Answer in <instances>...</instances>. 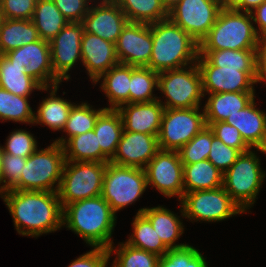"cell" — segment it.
<instances>
[{"label":"cell","instance_id":"obj_30","mask_svg":"<svg viewBox=\"0 0 266 267\" xmlns=\"http://www.w3.org/2000/svg\"><path fill=\"white\" fill-rule=\"evenodd\" d=\"M199 54L216 67L258 72V49L199 50Z\"/></svg>","mask_w":266,"mask_h":267},{"label":"cell","instance_id":"obj_35","mask_svg":"<svg viewBox=\"0 0 266 267\" xmlns=\"http://www.w3.org/2000/svg\"><path fill=\"white\" fill-rule=\"evenodd\" d=\"M106 108L93 109L89 104L83 102L80 105L72 106L68 120L64 126L63 131L67 133L68 138H59L54 142L63 146L73 136H78L95 128L98 116Z\"/></svg>","mask_w":266,"mask_h":267},{"label":"cell","instance_id":"obj_6","mask_svg":"<svg viewBox=\"0 0 266 267\" xmlns=\"http://www.w3.org/2000/svg\"><path fill=\"white\" fill-rule=\"evenodd\" d=\"M260 165L259 157L250 149L241 153L223 174L222 187L244 213L255 203L266 177Z\"/></svg>","mask_w":266,"mask_h":267},{"label":"cell","instance_id":"obj_27","mask_svg":"<svg viewBox=\"0 0 266 267\" xmlns=\"http://www.w3.org/2000/svg\"><path fill=\"white\" fill-rule=\"evenodd\" d=\"M0 87L18 96L29 97L33 90L48 91L35 79L25 73V67L12 63L4 54H0Z\"/></svg>","mask_w":266,"mask_h":267},{"label":"cell","instance_id":"obj_37","mask_svg":"<svg viewBox=\"0 0 266 267\" xmlns=\"http://www.w3.org/2000/svg\"><path fill=\"white\" fill-rule=\"evenodd\" d=\"M159 73L147 67L131 66L129 103H143L158 100L153 89H158Z\"/></svg>","mask_w":266,"mask_h":267},{"label":"cell","instance_id":"obj_17","mask_svg":"<svg viewBox=\"0 0 266 267\" xmlns=\"http://www.w3.org/2000/svg\"><path fill=\"white\" fill-rule=\"evenodd\" d=\"M84 28L80 22H69L49 42L51 65L54 74L62 81L70 79L68 74L81 57V40Z\"/></svg>","mask_w":266,"mask_h":267},{"label":"cell","instance_id":"obj_5","mask_svg":"<svg viewBox=\"0 0 266 267\" xmlns=\"http://www.w3.org/2000/svg\"><path fill=\"white\" fill-rule=\"evenodd\" d=\"M65 161L64 148L56 142L37 149L27 158L21 177L11 190L57 192Z\"/></svg>","mask_w":266,"mask_h":267},{"label":"cell","instance_id":"obj_10","mask_svg":"<svg viewBox=\"0 0 266 267\" xmlns=\"http://www.w3.org/2000/svg\"><path fill=\"white\" fill-rule=\"evenodd\" d=\"M180 204L181 215L191 221L218 222L244 213L223 187L185 193Z\"/></svg>","mask_w":266,"mask_h":267},{"label":"cell","instance_id":"obj_15","mask_svg":"<svg viewBox=\"0 0 266 267\" xmlns=\"http://www.w3.org/2000/svg\"><path fill=\"white\" fill-rule=\"evenodd\" d=\"M119 63L147 67L152 55V24L127 22L115 44Z\"/></svg>","mask_w":266,"mask_h":267},{"label":"cell","instance_id":"obj_21","mask_svg":"<svg viewBox=\"0 0 266 267\" xmlns=\"http://www.w3.org/2000/svg\"><path fill=\"white\" fill-rule=\"evenodd\" d=\"M81 57L82 65L93 82L119 64L115 44L89 32H84L82 36Z\"/></svg>","mask_w":266,"mask_h":267},{"label":"cell","instance_id":"obj_45","mask_svg":"<svg viewBox=\"0 0 266 267\" xmlns=\"http://www.w3.org/2000/svg\"><path fill=\"white\" fill-rule=\"evenodd\" d=\"M206 125L213 131L214 136L225 145L236 148L241 153L251 149L243 140L239 130L225 121L206 123Z\"/></svg>","mask_w":266,"mask_h":267},{"label":"cell","instance_id":"obj_48","mask_svg":"<svg viewBox=\"0 0 266 267\" xmlns=\"http://www.w3.org/2000/svg\"><path fill=\"white\" fill-rule=\"evenodd\" d=\"M109 260L108 249L94 247L91 251L72 261L68 267H107Z\"/></svg>","mask_w":266,"mask_h":267},{"label":"cell","instance_id":"obj_16","mask_svg":"<svg viewBox=\"0 0 266 267\" xmlns=\"http://www.w3.org/2000/svg\"><path fill=\"white\" fill-rule=\"evenodd\" d=\"M12 63L25 67V73L42 87H51L62 82L53 72L50 44L39 39L4 54Z\"/></svg>","mask_w":266,"mask_h":267},{"label":"cell","instance_id":"obj_32","mask_svg":"<svg viewBox=\"0 0 266 267\" xmlns=\"http://www.w3.org/2000/svg\"><path fill=\"white\" fill-rule=\"evenodd\" d=\"M31 21L35 24L40 39L48 42L69 23L53 0H37Z\"/></svg>","mask_w":266,"mask_h":267},{"label":"cell","instance_id":"obj_36","mask_svg":"<svg viewBox=\"0 0 266 267\" xmlns=\"http://www.w3.org/2000/svg\"><path fill=\"white\" fill-rule=\"evenodd\" d=\"M133 234L127 244L163 256L169 249L163 244L151 222L141 213L136 214L132 223Z\"/></svg>","mask_w":266,"mask_h":267},{"label":"cell","instance_id":"obj_51","mask_svg":"<svg viewBox=\"0 0 266 267\" xmlns=\"http://www.w3.org/2000/svg\"><path fill=\"white\" fill-rule=\"evenodd\" d=\"M266 0H242L241 4L235 9L237 11L252 13L258 6Z\"/></svg>","mask_w":266,"mask_h":267},{"label":"cell","instance_id":"obj_44","mask_svg":"<svg viewBox=\"0 0 266 267\" xmlns=\"http://www.w3.org/2000/svg\"><path fill=\"white\" fill-rule=\"evenodd\" d=\"M241 152L233 147L225 145L221 140L216 138L212 131V143L208 160L223 174L237 160Z\"/></svg>","mask_w":266,"mask_h":267},{"label":"cell","instance_id":"obj_31","mask_svg":"<svg viewBox=\"0 0 266 267\" xmlns=\"http://www.w3.org/2000/svg\"><path fill=\"white\" fill-rule=\"evenodd\" d=\"M50 88V96L42 101L37 114L34 113L33 124H44L53 131L63 130L74 104L56 96L59 84Z\"/></svg>","mask_w":266,"mask_h":267},{"label":"cell","instance_id":"obj_3","mask_svg":"<svg viewBox=\"0 0 266 267\" xmlns=\"http://www.w3.org/2000/svg\"><path fill=\"white\" fill-rule=\"evenodd\" d=\"M152 55L147 68L158 73L197 62L199 43L169 18L152 23Z\"/></svg>","mask_w":266,"mask_h":267},{"label":"cell","instance_id":"obj_9","mask_svg":"<svg viewBox=\"0 0 266 267\" xmlns=\"http://www.w3.org/2000/svg\"><path fill=\"white\" fill-rule=\"evenodd\" d=\"M147 186L144 169L119 166L108 162L101 196L116 214L117 211L137 201Z\"/></svg>","mask_w":266,"mask_h":267},{"label":"cell","instance_id":"obj_18","mask_svg":"<svg viewBox=\"0 0 266 267\" xmlns=\"http://www.w3.org/2000/svg\"><path fill=\"white\" fill-rule=\"evenodd\" d=\"M160 150L158 137L140 132L123 131L112 164L144 169Z\"/></svg>","mask_w":266,"mask_h":267},{"label":"cell","instance_id":"obj_41","mask_svg":"<svg viewBox=\"0 0 266 267\" xmlns=\"http://www.w3.org/2000/svg\"><path fill=\"white\" fill-rule=\"evenodd\" d=\"M206 258L191 245L169 249L159 258L158 267H208Z\"/></svg>","mask_w":266,"mask_h":267},{"label":"cell","instance_id":"obj_7","mask_svg":"<svg viewBox=\"0 0 266 267\" xmlns=\"http://www.w3.org/2000/svg\"><path fill=\"white\" fill-rule=\"evenodd\" d=\"M107 163L65 161L58 197L62 208L67 204L102 194Z\"/></svg>","mask_w":266,"mask_h":267},{"label":"cell","instance_id":"obj_24","mask_svg":"<svg viewBox=\"0 0 266 267\" xmlns=\"http://www.w3.org/2000/svg\"><path fill=\"white\" fill-rule=\"evenodd\" d=\"M143 214L152 224L163 244L168 249H179L188 244H175L184 233L183 222L176 214L162 206L139 209L137 214Z\"/></svg>","mask_w":266,"mask_h":267},{"label":"cell","instance_id":"obj_54","mask_svg":"<svg viewBox=\"0 0 266 267\" xmlns=\"http://www.w3.org/2000/svg\"><path fill=\"white\" fill-rule=\"evenodd\" d=\"M260 151L261 153L263 152V154H266V138H265V142L262 145V147L260 149H257V151Z\"/></svg>","mask_w":266,"mask_h":267},{"label":"cell","instance_id":"obj_46","mask_svg":"<svg viewBox=\"0 0 266 267\" xmlns=\"http://www.w3.org/2000/svg\"><path fill=\"white\" fill-rule=\"evenodd\" d=\"M37 0H0L1 19L31 20Z\"/></svg>","mask_w":266,"mask_h":267},{"label":"cell","instance_id":"obj_23","mask_svg":"<svg viewBox=\"0 0 266 267\" xmlns=\"http://www.w3.org/2000/svg\"><path fill=\"white\" fill-rule=\"evenodd\" d=\"M255 97V92H225L210 94L203 107L205 122H223L227 117L245 108Z\"/></svg>","mask_w":266,"mask_h":267},{"label":"cell","instance_id":"obj_19","mask_svg":"<svg viewBox=\"0 0 266 267\" xmlns=\"http://www.w3.org/2000/svg\"><path fill=\"white\" fill-rule=\"evenodd\" d=\"M95 7L89 8L87 15L82 20L84 32L116 44L123 27L128 20L125 13L114 0H102Z\"/></svg>","mask_w":266,"mask_h":267},{"label":"cell","instance_id":"obj_47","mask_svg":"<svg viewBox=\"0 0 266 267\" xmlns=\"http://www.w3.org/2000/svg\"><path fill=\"white\" fill-rule=\"evenodd\" d=\"M57 9L69 22H82L91 0H53ZM89 6V7H88Z\"/></svg>","mask_w":266,"mask_h":267},{"label":"cell","instance_id":"obj_39","mask_svg":"<svg viewBox=\"0 0 266 267\" xmlns=\"http://www.w3.org/2000/svg\"><path fill=\"white\" fill-rule=\"evenodd\" d=\"M120 246L114 250L117 254L112 267H158L159 256L133 247L129 244L120 243Z\"/></svg>","mask_w":266,"mask_h":267},{"label":"cell","instance_id":"obj_4","mask_svg":"<svg viewBox=\"0 0 266 267\" xmlns=\"http://www.w3.org/2000/svg\"><path fill=\"white\" fill-rule=\"evenodd\" d=\"M252 14L234 9H221L215 24L199 44V50L259 49L260 36Z\"/></svg>","mask_w":266,"mask_h":267},{"label":"cell","instance_id":"obj_2","mask_svg":"<svg viewBox=\"0 0 266 267\" xmlns=\"http://www.w3.org/2000/svg\"><path fill=\"white\" fill-rule=\"evenodd\" d=\"M116 218L108 202L100 195L64 206L62 225L91 247L108 249L111 256L114 250L111 236Z\"/></svg>","mask_w":266,"mask_h":267},{"label":"cell","instance_id":"obj_49","mask_svg":"<svg viewBox=\"0 0 266 267\" xmlns=\"http://www.w3.org/2000/svg\"><path fill=\"white\" fill-rule=\"evenodd\" d=\"M251 14L253 22L258 24V29L256 27L257 34L261 39L266 38V1L258 6Z\"/></svg>","mask_w":266,"mask_h":267},{"label":"cell","instance_id":"obj_28","mask_svg":"<svg viewBox=\"0 0 266 267\" xmlns=\"http://www.w3.org/2000/svg\"><path fill=\"white\" fill-rule=\"evenodd\" d=\"M39 39L38 31L31 20L1 19L0 21V54H6Z\"/></svg>","mask_w":266,"mask_h":267},{"label":"cell","instance_id":"obj_33","mask_svg":"<svg viewBox=\"0 0 266 267\" xmlns=\"http://www.w3.org/2000/svg\"><path fill=\"white\" fill-rule=\"evenodd\" d=\"M128 22L152 24L168 19L169 12L161 0H114Z\"/></svg>","mask_w":266,"mask_h":267},{"label":"cell","instance_id":"obj_29","mask_svg":"<svg viewBox=\"0 0 266 267\" xmlns=\"http://www.w3.org/2000/svg\"><path fill=\"white\" fill-rule=\"evenodd\" d=\"M184 194L210 190L223 185V173L208 159L193 164H183Z\"/></svg>","mask_w":266,"mask_h":267},{"label":"cell","instance_id":"obj_26","mask_svg":"<svg viewBox=\"0 0 266 267\" xmlns=\"http://www.w3.org/2000/svg\"><path fill=\"white\" fill-rule=\"evenodd\" d=\"M101 89L108 97L109 107L106 109H117L119 106L129 103V88L131 81V66L125 64H117L102 74L94 84L99 80Z\"/></svg>","mask_w":266,"mask_h":267},{"label":"cell","instance_id":"obj_42","mask_svg":"<svg viewBox=\"0 0 266 267\" xmlns=\"http://www.w3.org/2000/svg\"><path fill=\"white\" fill-rule=\"evenodd\" d=\"M27 158L0 152V194L11 190L19 181Z\"/></svg>","mask_w":266,"mask_h":267},{"label":"cell","instance_id":"obj_52","mask_svg":"<svg viewBox=\"0 0 266 267\" xmlns=\"http://www.w3.org/2000/svg\"><path fill=\"white\" fill-rule=\"evenodd\" d=\"M242 0H219L221 9H236Z\"/></svg>","mask_w":266,"mask_h":267},{"label":"cell","instance_id":"obj_43","mask_svg":"<svg viewBox=\"0 0 266 267\" xmlns=\"http://www.w3.org/2000/svg\"><path fill=\"white\" fill-rule=\"evenodd\" d=\"M6 141V146H0L1 152L6 154L28 158L37 150V140L26 130L11 132Z\"/></svg>","mask_w":266,"mask_h":267},{"label":"cell","instance_id":"obj_20","mask_svg":"<svg viewBox=\"0 0 266 267\" xmlns=\"http://www.w3.org/2000/svg\"><path fill=\"white\" fill-rule=\"evenodd\" d=\"M164 109L158 99L143 103H125L119 106L117 111L122 118L123 131L140 132L158 137Z\"/></svg>","mask_w":266,"mask_h":267},{"label":"cell","instance_id":"obj_53","mask_svg":"<svg viewBox=\"0 0 266 267\" xmlns=\"http://www.w3.org/2000/svg\"><path fill=\"white\" fill-rule=\"evenodd\" d=\"M165 9L170 12L182 0H161Z\"/></svg>","mask_w":266,"mask_h":267},{"label":"cell","instance_id":"obj_34","mask_svg":"<svg viewBox=\"0 0 266 267\" xmlns=\"http://www.w3.org/2000/svg\"><path fill=\"white\" fill-rule=\"evenodd\" d=\"M63 148L66 161L102 163V150L94 130L73 136L63 145Z\"/></svg>","mask_w":266,"mask_h":267},{"label":"cell","instance_id":"obj_14","mask_svg":"<svg viewBox=\"0 0 266 267\" xmlns=\"http://www.w3.org/2000/svg\"><path fill=\"white\" fill-rule=\"evenodd\" d=\"M196 64L201 74L204 96L205 93L255 92L253 86L258 83V72L216 67L200 54Z\"/></svg>","mask_w":266,"mask_h":267},{"label":"cell","instance_id":"obj_50","mask_svg":"<svg viewBox=\"0 0 266 267\" xmlns=\"http://www.w3.org/2000/svg\"><path fill=\"white\" fill-rule=\"evenodd\" d=\"M266 81V38L261 39L258 49V82Z\"/></svg>","mask_w":266,"mask_h":267},{"label":"cell","instance_id":"obj_40","mask_svg":"<svg viewBox=\"0 0 266 267\" xmlns=\"http://www.w3.org/2000/svg\"><path fill=\"white\" fill-rule=\"evenodd\" d=\"M212 130L205 126L187 144L178 150L182 164H193L206 160L210 153Z\"/></svg>","mask_w":266,"mask_h":267},{"label":"cell","instance_id":"obj_8","mask_svg":"<svg viewBox=\"0 0 266 267\" xmlns=\"http://www.w3.org/2000/svg\"><path fill=\"white\" fill-rule=\"evenodd\" d=\"M165 95L164 108L200 107L204 97L202 79L196 63L180 69L166 70L159 73L158 89Z\"/></svg>","mask_w":266,"mask_h":267},{"label":"cell","instance_id":"obj_12","mask_svg":"<svg viewBox=\"0 0 266 267\" xmlns=\"http://www.w3.org/2000/svg\"><path fill=\"white\" fill-rule=\"evenodd\" d=\"M220 10L219 0H182L169 12L168 18L200 44Z\"/></svg>","mask_w":266,"mask_h":267},{"label":"cell","instance_id":"obj_25","mask_svg":"<svg viewBox=\"0 0 266 267\" xmlns=\"http://www.w3.org/2000/svg\"><path fill=\"white\" fill-rule=\"evenodd\" d=\"M102 150V163L114 156L123 133V123L117 109H105L97 118L93 129Z\"/></svg>","mask_w":266,"mask_h":267},{"label":"cell","instance_id":"obj_1","mask_svg":"<svg viewBox=\"0 0 266 267\" xmlns=\"http://www.w3.org/2000/svg\"><path fill=\"white\" fill-rule=\"evenodd\" d=\"M23 236L38 237L62 225L63 208L57 192L6 190L0 194Z\"/></svg>","mask_w":266,"mask_h":267},{"label":"cell","instance_id":"obj_22","mask_svg":"<svg viewBox=\"0 0 266 267\" xmlns=\"http://www.w3.org/2000/svg\"><path fill=\"white\" fill-rule=\"evenodd\" d=\"M226 123L236 127L245 143L260 149L266 138V113L256 108L255 98L243 109L227 117Z\"/></svg>","mask_w":266,"mask_h":267},{"label":"cell","instance_id":"obj_11","mask_svg":"<svg viewBox=\"0 0 266 267\" xmlns=\"http://www.w3.org/2000/svg\"><path fill=\"white\" fill-rule=\"evenodd\" d=\"M206 125L204 111L194 108H165L158 134L159 148L178 151Z\"/></svg>","mask_w":266,"mask_h":267},{"label":"cell","instance_id":"obj_13","mask_svg":"<svg viewBox=\"0 0 266 267\" xmlns=\"http://www.w3.org/2000/svg\"><path fill=\"white\" fill-rule=\"evenodd\" d=\"M144 170L147 185L168 198L177 195L181 200L184 194L183 164L178 151L160 149Z\"/></svg>","mask_w":266,"mask_h":267},{"label":"cell","instance_id":"obj_38","mask_svg":"<svg viewBox=\"0 0 266 267\" xmlns=\"http://www.w3.org/2000/svg\"><path fill=\"white\" fill-rule=\"evenodd\" d=\"M28 97L18 96L0 87V119L33 124L34 112Z\"/></svg>","mask_w":266,"mask_h":267}]
</instances>
